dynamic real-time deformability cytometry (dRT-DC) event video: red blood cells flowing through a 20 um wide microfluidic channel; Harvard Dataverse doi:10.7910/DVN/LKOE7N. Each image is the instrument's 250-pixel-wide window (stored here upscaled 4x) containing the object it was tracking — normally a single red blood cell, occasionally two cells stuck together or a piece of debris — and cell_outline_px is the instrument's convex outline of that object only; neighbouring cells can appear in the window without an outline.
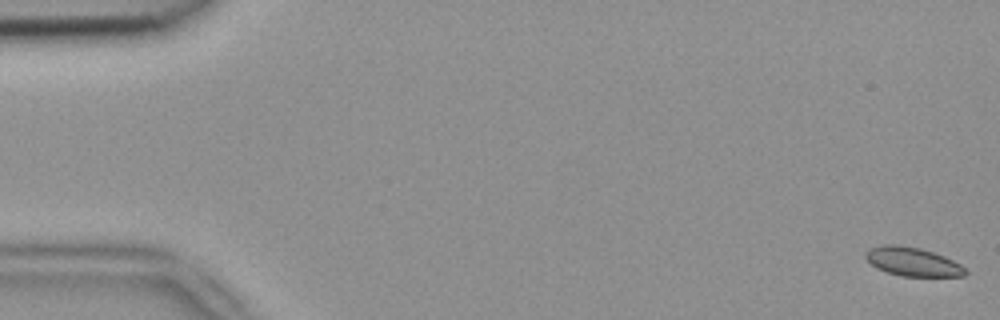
{"species": "common noctule bat (a hibernating species)", "species_latin": "Nyctalus noctula", "temperature_condition": "room temperature", "stored_images_in_passage": 5, "camera_frame_rate_fps": 3000, "um_per_image_px": 0.085, "animal": {"sex": "female", "body_mass_g": 18.4}, "frame": {"image": 1, "passage_image": 1, "time_ms": 0.0, "image_size_px": [1000, 320], "cell_outline_px": [[968, 272], [964, 276], [900, 276], [876, 268], [864, 256], [864, 252], [868, 248], [880, 244], [896, 244], [920, 248], [944, 256], [960, 264]], "centroid_in_image_um": [77.53, 22.23], "position_along_channel_um": 7.5, "area_um2": 16.76}}
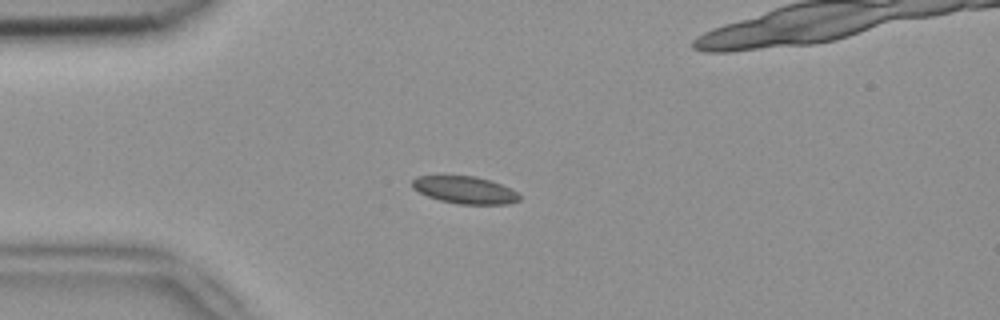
{"frame": {"image": 2, "passage_image": 5, "time_ms": 1.333, "image_size_px": [1000, 320], "cell_outline_px": [[520, 200], [508, 204], [456, 204], [440, 200], [428, 196], [412, 188], [412, 180], [416, 176], [444, 172], [476, 176], [500, 184], [516, 192], [520, 196]], "centroid_in_image_um": [39.41, 16.09], "position_along_channel_um": 45.6, "area_um2": 17.74}}